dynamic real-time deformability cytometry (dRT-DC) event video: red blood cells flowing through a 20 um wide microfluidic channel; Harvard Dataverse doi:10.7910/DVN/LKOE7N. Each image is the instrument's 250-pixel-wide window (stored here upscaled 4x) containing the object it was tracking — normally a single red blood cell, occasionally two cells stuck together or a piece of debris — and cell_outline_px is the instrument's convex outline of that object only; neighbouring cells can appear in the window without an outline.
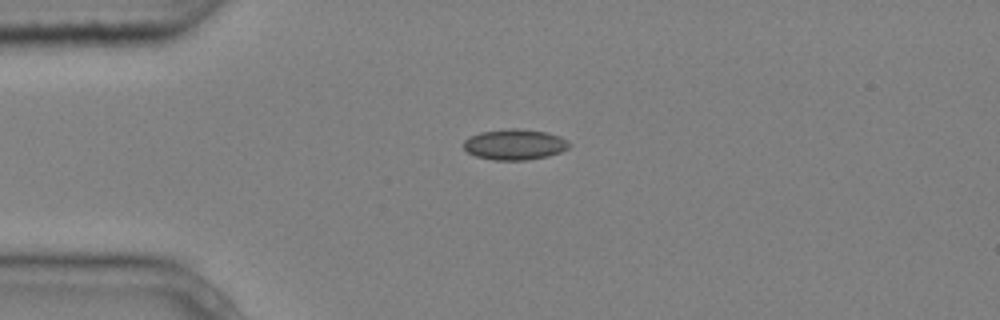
{"species": "common noctule bat (a hibernating species)", "species_latin": "Nyctalus noctula", "temperature_condition": "cold", "stored_images_in_passage": 3, "camera_frame_rate_fps": 3000, "um_per_image_px": 0.085, "animal": {"sex": "male", "body_mass_g": 20.4}, "frame": {"image": 1, "passage_image": 3, "time_ms": 0.667, "image_size_px": [1000, 320], "cell_outline_px": [[572, 144], [568, 148], [560, 152], [548, 156], [528, 160], [492, 160], [476, 156], [468, 152], [464, 148], [464, 140], [480, 132], [512, 128], [516, 128], [548, 132], [560, 136], [568, 140]], "centroid_in_image_um": [43.79, 12.28], "position_along_channel_um": 41.2, "area_um2": 18.96}}